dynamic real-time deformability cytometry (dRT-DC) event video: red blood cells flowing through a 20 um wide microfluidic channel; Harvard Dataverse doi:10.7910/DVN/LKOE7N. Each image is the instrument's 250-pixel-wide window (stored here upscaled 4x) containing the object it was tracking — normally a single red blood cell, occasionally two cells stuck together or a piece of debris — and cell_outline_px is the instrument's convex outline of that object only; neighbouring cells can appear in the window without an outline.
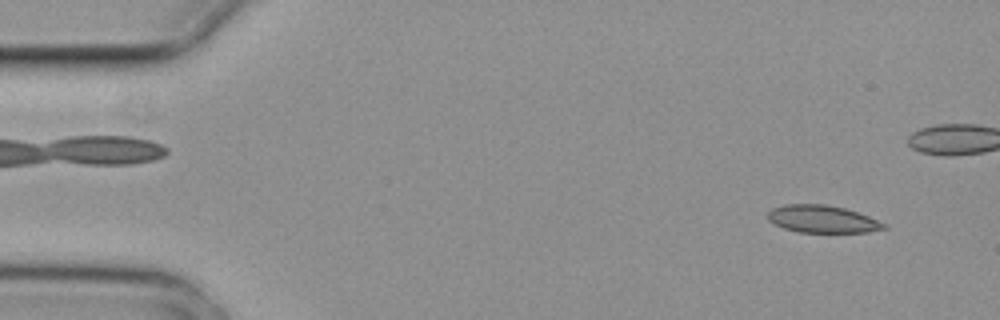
{"species": "common noctule bat (a hibernating species)", "species_latin": "Nyctalus noctula", "temperature_condition": "cold", "stored_images_in_passage": 4, "camera_frame_rate_fps": 3000, "um_per_image_px": 0.085, "animal": {"sex": "female", "body_mass_g": 29.2, "forearm_length_mm": 56.3}, "frame": {"image": 1, "passage_image": 1, "time_ms": 0.0, "image_size_px": [1000, 320], "cell_outline_px": [[888, 228], [868, 232], [800, 232], [784, 228], [768, 220], [768, 212], [772, 208], [784, 204], [824, 204], [844, 208], [868, 216], [888, 224]], "centroid_in_image_um": [69.92, 18.62], "position_along_channel_um": 15.1, "area_um2": 18.5}}